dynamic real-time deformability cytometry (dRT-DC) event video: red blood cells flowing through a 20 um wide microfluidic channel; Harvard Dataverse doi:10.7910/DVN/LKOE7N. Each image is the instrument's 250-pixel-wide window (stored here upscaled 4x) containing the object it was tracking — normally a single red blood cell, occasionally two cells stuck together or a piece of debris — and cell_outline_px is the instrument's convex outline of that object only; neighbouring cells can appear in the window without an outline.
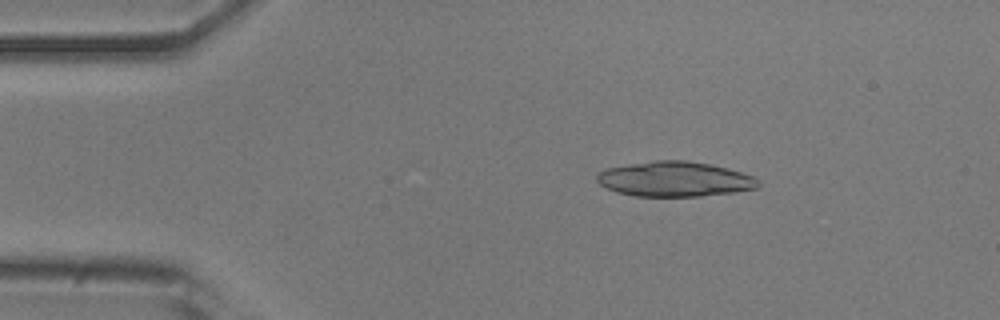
{"species": "common noctule bat (a hibernating species)", "species_latin": "Nyctalus noctula", "temperature_condition": "room temperature", "stored_images_in_passage": 23, "camera_frame_rate_fps": 3000, "um_per_image_px": 0.085, "animal": {"sex": "male", "body_mass_g": 20.5, "forearm_length_mm": 52.5}, "frame": {"image": 1, "passage_image": 3, "time_ms": 0.667, "image_size_px": [1000, 320], "cell_outline_px": [[760, 184], [756, 188], [736, 192], [700, 196], [636, 196], [616, 192], [604, 188], [596, 180], [596, 176], [600, 172], [608, 168], [628, 164], [656, 160], [684, 160], [708, 164], [728, 168], [752, 176], [760, 180]], "centroid_in_image_um": [57.34, 15.23], "position_along_channel_um": 27.7, "area_um2": 32.89}}